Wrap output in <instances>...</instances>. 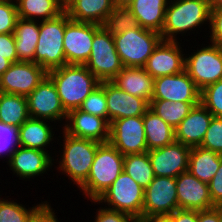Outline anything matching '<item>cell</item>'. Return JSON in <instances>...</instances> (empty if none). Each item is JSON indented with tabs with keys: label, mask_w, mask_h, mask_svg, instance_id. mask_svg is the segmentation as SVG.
I'll list each match as a JSON object with an SVG mask.
<instances>
[{
	"label": "cell",
	"mask_w": 222,
	"mask_h": 222,
	"mask_svg": "<svg viewBox=\"0 0 222 222\" xmlns=\"http://www.w3.org/2000/svg\"><path fill=\"white\" fill-rule=\"evenodd\" d=\"M178 209L176 178L155 176L144 189L143 218L168 216Z\"/></svg>",
	"instance_id": "obj_13"
},
{
	"label": "cell",
	"mask_w": 222,
	"mask_h": 222,
	"mask_svg": "<svg viewBox=\"0 0 222 222\" xmlns=\"http://www.w3.org/2000/svg\"><path fill=\"white\" fill-rule=\"evenodd\" d=\"M47 203L48 201H43L27 209L23 204L2 198L0 202V222H30Z\"/></svg>",
	"instance_id": "obj_34"
},
{
	"label": "cell",
	"mask_w": 222,
	"mask_h": 222,
	"mask_svg": "<svg viewBox=\"0 0 222 222\" xmlns=\"http://www.w3.org/2000/svg\"><path fill=\"white\" fill-rule=\"evenodd\" d=\"M200 102H170L169 100H151L149 108L174 129Z\"/></svg>",
	"instance_id": "obj_32"
},
{
	"label": "cell",
	"mask_w": 222,
	"mask_h": 222,
	"mask_svg": "<svg viewBox=\"0 0 222 222\" xmlns=\"http://www.w3.org/2000/svg\"><path fill=\"white\" fill-rule=\"evenodd\" d=\"M213 208H214V209L217 211V213H218L219 221L222 222V202L214 205Z\"/></svg>",
	"instance_id": "obj_52"
},
{
	"label": "cell",
	"mask_w": 222,
	"mask_h": 222,
	"mask_svg": "<svg viewBox=\"0 0 222 222\" xmlns=\"http://www.w3.org/2000/svg\"><path fill=\"white\" fill-rule=\"evenodd\" d=\"M222 155V117H213L200 145Z\"/></svg>",
	"instance_id": "obj_39"
},
{
	"label": "cell",
	"mask_w": 222,
	"mask_h": 222,
	"mask_svg": "<svg viewBox=\"0 0 222 222\" xmlns=\"http://www.w3.org/2000/svg\"><path fill=\"white\" fill-rule=\"evenodd\" d=\"M47 75L54 82L62 107L68 113L78 109L100 81L85 65L65 64L50 70Z\"/></svg>",
	"instance_id": "obj_1"
},
{
	"label": "cell",
	"mask_w": 222,
	"mask_h": 222,
	"mask_svg": "<svg viewBox=\"0 0 222 222\" xmlns=\"http://www.w3.org/2000/svg\"><path fill=\"white\" fill-rule=\"evenodd\" d=\"M190 151V147L177 141L148 151L154 175L176 178L188 171Z\"/></svg>",
	"instance_id": "obj_16"
},
{
	"label": "cell",
	"mask_w": 222,
	"mask_h": 222,
	"mask_svg": "<svg viewBox=\"0 0 222 222\" xmlns=\"http://www.w3.org/2000/svg\"><path fill=\"white\" fill-rule=\"evenodd\" d=\"M17 19L16 1H0V33H14Z\"/></svg>",
	"instance_id": "obj_40"
},
{
	"label": "cell",
	"mask_w": 222,
	"mask_h": 222,
	"mask_svg": "<svg viewBox=\"0 0 222 222\" xmlns=\"http://www.w3.org/2000/svg\"><path fill=\"white\" fill-rule=\"evenodd\" d=\"M114 7H128L134 0H112Z\"/></svg>",
	"instance_id": "obj_50"
},
{
	"label": "cell",
	"mask_w": 222,
	"mask_h": 222,
	"mask_svg": "<svg viewBox=\"0 0 222 222\" xmlns=\"http://www.w3.org/2000/svg\"><path fill=\"white\" fill-rule=\"evenodd\" d=\"M39 27L40 22L38 20L17 19L14 37L18 61L34 62Z\"/></svg>",
	"instance_id": "obj_27"
},
{
	"label": "cell",
	"mask_w": 222,
	"mask_h": 222,
	"mask_svg": "<svg viewBox=\"0 0 222 222\" xmlns=\"http://www.w3.org/2000/svg\"><path fill=\"white\" fill-rule=\"evenodd\" d=\"M181 43L162 40L146 61L143 69L154 79L179 74L185 70V57Z\"/></svg>",
	"instance_id": "obj_17"
},
{
	"label": "cell",
	"mask_w": 222,
	"mask_h": 222,
	"mask_svg": "<svg viewBox=\"0 0 222 222\" xmlns=\"http://www.w3.org/2000/svg\"><path fill=\"white\" fill-rule=\"evenodd\" d=\"M200 94L201 91L184 70L179 74L155 78L154 91L151 100L200 102Z\"/></svg>",
	"instance_id": "obj_15"
},
{
	"label": "cell",
	"mask_w": 222,
	"mask_h": 222,
	"mask_svg": "<svg viewBox=\"0 0 222 222\" xmlns=\"http://www.w3.org/2000/svg\"><path fill=\"white\" fill-rule=\"evenodd\" d=\"M210 22V7L207 0H169L165 23L161 31L165 41H178L177 35L189 30L200 29L203 24Z\"/></svg>",
	"instance_id": "obj_2"
},
{
	"label": "cell",
	"mask_w": 222,
	"mask_h": 222,
	"mask_svg": "<svg viewBox=\"0 0 222 222\" xmlns=\"http://www.w3.org/2000/svg\"><path fill=\"white\" fill-rule=\"evenodd\" d=\"M30 118L57 121L67 119V112L62 107L56 86L46 75L39 85L26 97Z\"/></svg>",
	"instance_id": "obj_12"
},
{
	"label": "cell",
	"mask_w": 222,
	"mask_h": 222,
	"mask_svg": "<svg viewBox=\"0 0 222 222\" xmlns=\"http://www.w3.org/2000/svg\"><path fill=\"white\" fill-rule=\"evenodd\" d=\"M207 1H208L210 10L222 8V0H207Z\"/></svg>",
	"instance_id": "obj_51"
},
{
	"label": "cell",
	"mask_w": 222,
	"mask_h": 222,
	"mask_svg": "<svg viewBox=\"0 0 222 222\" xmlns=\"http://www.w3.org/2000/svg\"><path fill=\"white\" fill-rule=\"evenodd\" d=\"M50 153L32 148H24L19 146L12 154L7 163L13 175H17L19 179H34L37 176H43L46 171L52 169L54 159Z\"/></svg>",
	"instance_id": "obj_21"
},
{
	"label": "cell",
	"mask_w": 222,
	"mask_h": 222,
	"mask_svg": "<svg viewBox=\"0 0 222 222\" xmlns=\"http://www.w3.org/2000/svg\"><path fill=\"white\" fill-rule=\"evenodd\" d=\"M209 194L214 205L222 202V160L216 175L209 182Z\"/></svg>",
	"instance_id": "obj_44"
},
{
	"label": "cell",
	"mask_w": 222,
	"mask_h": 222,
	"mask_svg": "<svg viewBox=\"0 0 222 222\" xmlns=\"http://www.w3.org/2000/svg\"><path fill=\"white\" fill-rule=\"evenodd\" d=\"M96 212L97 214L93 222H139V219L130 214L108 209L103 206H100Z\"/></svg>",
	"instance_id": "obj_41"
},
{
	"label": "cell",
	"mask_w": 222,
	"mask_h": 222,
	"mask_svg": "<svg viewBox=\"0 0 222 222\" xmlns=\"http://www.w3.org/2000/svg\"><path fill=\"white\" fill-rule=\"evenodd\" d=\"M63 146L60 159H56L59 165L57 169L71 179L79 188L89 176L94 161L97 147L101 144L97 141L78 138L69 135L63 130Z\"/></svg>",
	"instance_id": "obj_4"
},
{
	"label": "cell",
	"mask_w": 222,
	"mask_h": 222,
	"mask_svg": "<svg viewBox=\"0 0 222 222\" xmlns=\"http://www.w3.org/2000/svg\"><path fill=\"white\" fill-rule=\"evenodd\" d=\"M143 123L148 151L162 148L175 141L174 128L163 121L150 108L143 115Z\"/></svg>",
	"instance_id": "obj_29"
},
{
	"label": "cell",
	"mask_w": 222,
	"mask_h": 222,
	"mask_svg": "<svg viewBox=\"0 0 222 222\" xmlns=\"http://www.w3.org/2000/svg\"><path fill=\"white\" fill-rule=\"evenodd\" d=\"M108 142L123 156L147 152L143 116L112 121L109 127Z\"/></svg>",
	"instance_id": "obj_11"
},
{
	"label": "cell",
	"mask_w": 222,
	"mask_h": 222,
	"mask_svg": "<svg viewBox=\"0 0 222 222\" xmlns=\"http://www.w3.org/2000/svg\"><path fill=\"white\" fill-rule=\"evenodd\" d=\"M112 35L139 27L136 17L128 7H115L102 25Z\"/></svg>",
	"instance_id": "obj_35"
},
{
	"label": "cell",
	"mask_w": 222,
	"mask_h": 222,
	"mask_svg": "<svg viewBox=\"0 0 222 222\" xmlns=\"http://www.w3.org/2000/svg\"><path fill=\"white\" fill-rule=\"evenodd\" d=\"M65 26V10L55 18L40 21L34 63L39 64L46 72L66 64L63 47Z\"/></svg>",
	"instance_id": "obj_5"
},
{
	"label": "cell",
	"mask_w": 222,
	"mask_h": 222,
	"mask_svg": "<svg viewBox=\"0 0 222 222\" xmlns=\"http://www.w3.org/2000/svg\"><path fill=\"white\" fill-rule=\"evenodd\" d=\"M101 25L71 20L66 12L63 47L66 64L85 65L88 61L94 34Z\"/></svg>",
	"instance_id": "obj_10"
},
{
	"label": "cell",
	"mask_w": 222,
	"mask_h": 222,
	"mask_svg": "<svg viewBox=\"0 0 222 222\" xmlns=\"http://www.w3.org/2000/svg\"><path fill=\"white\" fill-rule=\"evenodd\" d=\"M57 1L65 9L73 0H57Z\"/></svg>",
	"instance_id": "obj_53"
},
{
	"label": "cell",
	"mask_w": 222,
	"mask_h": 222,
	"mask_svg": "<svg viewBox=\"0 0 222 222\" xmlns=\"http://www.w3.org/2000/svg\"><path fill=\"white\" fill-rule=\"evenodd\" d=\"M200 102L214 117H222V79L201 90Z\"/></svg>",
	"instance_id": "obj_37"
},
{
	"label": "cell",
	"mask_w": 222,
	"mask_h": 222,
	"mask_svg": "<svg viewBox=\"0 0 222 222\" xmlns=\"http://www.w3.org/2000/svg\"><path fill=\"white\" fill-rule=\"evenodd\" d=\"M185 55V71L201 91L222 79V48L209 44Z\"/></svg>",
	"instance_id": "obj_9"
},
{
	"label": "cell",
	"mask_w": 222,
	"mask_h": 222,
	"mask_svg": "<svg viewBox=\"0 0 222 222\" xmlns=\"http://www.w3.org/2000/svg\"><path fill=\"white\" fill-rule=\"evenodd\" d=\"M123 171L143 189H146L155 177L148 151L125 155Z\"/></svg>",
	"instance_id": "obj_33"
},
{
	"label": "cell",
	"mask_w": 222,
	"mask_h": 222,
	"mask_svg": "<svg viewBox=\"0 0 222 222\" xmlns=\"http://www.w3.org/2000/svg\"><path fill=\"white\" fill-rule=\"evenodd\" d=\"M12 62L7 59V56L0 55V76L11 66Z\"/></svg>",
	"instance_id": "obj_49"
},
{
	"label": "cell",
	"mask_w": 222,
	"mask_h": 222,
	"mask_svg": "<svg viewBox=\"0 0 222 222\" xmlns=\"http://www.w3.org/2000/svg\"><path fill=\"white\" fill-rule=\"evenodd\" d=\"M213 117L201 102L195 105L174 129L175 141L190 148L200 146Z\"/></svg>",
	"instance_id": "obj_22"
},
{
	"label": "cell",
	"mask_w": 222,
	"mask_h": 222,
	"mask_svg": "<svg viewBox=\"0 0 222 222\" xmlns=\"http://www.w3.org/2000/svg\"><path fill=\"white\" fill-rule=\"evenodd\" d=\"M222 155L201 146L191 148L188 171L198 180L208 183L220 167Z\"/></svg>",
	"instance_id": "obj_28"
},
{
	"label": "cell",
	"mask_w": 222,
	"mask_h": 222,
	"mask_svg": "<svg viewBox=\"0 0 222 222\" xmlns=\"http://www.w3.org/2000/svg\"><path fill=\"white\" fill-rule=\"evenodd\" d=\"M168 217L172 222H198V211L178 209Z\"/></svg>",
	"instance_id": "obj_45"
},
{
	"label": "cell",
	"mask_w": 222,
	"mask_h": 222,
	"mask_svg": "<svg viewBox=\"0 0 222 222\" xmlns=\"http://www.w3.org/2000/svg\"><path fill=\"white\" fill-rule=\"evenodd\" d=\"M18 18L45 21L61 14L65 9L57 0H15Z\"/></svg>",
	"instance_id": "obj_30"
},
{
	"label": "cell",
	"mask_w": 222,
	"mask_h": 222,
	"mask_svg": "<svg viewBox=\"0 0 222 222\" xmlns=\"http://www.w3.org/2000/svg\"><path fill=\"white\" fill-rule=\"evenodd\" d=\"M0 55L12 63L18 62L14 33H0Z\"/></svg>",
	"instance_id": "obj_43"
},
{
	"label": "cell",
	"mask_w": 222,
	"mask_h": 222,
	"mask_svg": "<svg viewBox=\"0 0 222 222\" xmlns=\"http://www.w3.org/2000/svg\"><path fill=\"white\" fill-rule=\"evenodd\" d=\"M139 222H172L168 216H149L140 218Z\"/></svg>",
	"instance_id": "obj_48"
},
{
	"label": "cell",
	"mask_w": 222,
	"mask_h": 222,
	"mask_svg": "<svg viewBox=\"0 0 222 222\" xmlns=\"http://www.w3.org/2000/svg\"><path fill=\"white\" fill-rule=\"evenodd\" d=\"M124 170V156L109 142L101 143L87 180L79 187L90 201H96Z\"/></svg>",
	"instance_id": "obj_3"
},
{
	"label": "cell",
	"mask_w": 222,
	"mask_h": 222,
	"mask_svg": "<svg viewBox=\"0 0 222 222\" xmlns=\"http://www.w3.org/2000/svg\"><path fill=\"white\" fill-rule=\"evenodd\" d=\"M78 109L85 113L104 118L108 122V110L103 82H100V84L94 88Z\"/></svg>",
	"instance_id": "obj_36"
},
{
	"label": "cell",
	"mask_w": 222,
	"mask_h": 222,
	"mask_svg": "<svg viewBox=\"0 0 222 222\" xmlns=\"http://www.w3.org/2000/svg\"><path fill=\"white\" fill-rule=\"evenodd\" d=\"M176 187L179 209L202 211L214 207L208 183L198 180L189 171L176 177Z\"/></svg>",
	"instance_id": "obj_20"
},
{
	"label": "cell",
	"mask_w": 222,
	"mask_h": 222,
	"mask_svg": "<svg viewBox=\"0 0 222 222\" xmlns=\"http://www.w3.org/2000/svg\"><path fill=\"white\" fill-rule=\"evenodd\" d=\"M114 8L112 0H73L65 11L71 20L102 26Z\"/></svg>",
	"instance_id": "obj_24"
},
{
	"label": "cell",
	"mask_w": 222,
	"mask_h": 222,
	"mask_svg": "<svg viewBox=\"0 0 222 222\" xmlns=\"http://www.w3.org/2000/svg\"><path fill=\"white\" fill-rule=\"evenodd\" d=\"M208 24L210 43L222 48V8L210 10V22Z\"/></svg>",
	"instance_id": "obj_42"
},
{
	"label": "cell",
	"mask_w": 222,
	"mask_h": 222,
	"mask_svg": "<svg viewBox=\"0 0 222 222\" xmlns=\"http://www.w3.org/2000/svg\"><path fill=\"white\" fill-rule=\"evenodd\" d=\"M29 118L25 96L0 92V121L20 127Z\"/></svg>",
	"instance_id": "obj_31"
},
{
	"label": "cell",
	"mask_w": 222,
	"mask_h": 222,
	"mask_svg": "<svg viewBox=\"0 0 222 222\" xmlns=\"http://www.w3.org/2000/svg\"><path fill=\"white\" fill-rule=\"evenodd\" d=\"M85 66L100 81H112L123 69L113 35L103 26L94 34L91 53Z\"/></svg>",
	"instance_id": "obj_8"
},
{
	"label": "cell",
	"mask_w": 222,
	"mask_h": 222,
	"mask_svg": "<svg viewBox=\"0 0 222 222\" xmlns=\"http://www.w3.org/2000/svg\"><path fill=\"white\" fill-rule=\"evenodd\" d=\"M169 0H134L128 8L140 27L161 33Z\"/></svg>",
	"instance_id": "obj_26"
},
{
	"label": "cell",
	"mask_w": 222,
	"mask_h": 222,
	"mask_svg": "<svg viewBox=\"0 0 222 222\" xmlns=\"http://www.w3.org/2000/svg\"><path fill=\"white\" fill-rule=\"evenodd\" d=\"M18 147L19 127L8 125L0 121V157L5 158L8 156L7 162H9L12 154L18 149Z\"/></svg>",
	"instance_id": "obj_38"
},
{
	"label": "cell",
	"mask_w": 222,
	"mask_h": 222,
	"mask_svg": "<svg viewBox=\"0 0 222 222\" xmlns=\"http://www.w3.org/2000/svg\"><path fill=\"white\" fill-rule=\"evenodd\" d=\"M198 222H220L218 213L214 208L198 211Z\"/></svg>",
	"instance_id": "obj_47"
},
{
	"label": "cell",
	"mask_w": 222,
	"mask_h": 222,
	"mask_svg": "<svg viewBox=\"0 0 222 222\" xmlns=\"http://www.w3.org/2000/svg\"><path fill=\"white\" fill-rule=\"evenodd\" d=\"M90 202L105 204L108 209L140 219L143 218L144 189L123 171L102 196Z\"/></svg>",
	"instance_id": "obj_7"
},
{
	"label": "cell",
	"mask_w": 222,
	"mask_h": 222,
	"mask_svg": "<svg viewBox=\"0 0 222 222\" xmlns=\"http://www.w3.org/2000/svg\"><path fill=\"white\" fill-rule=\"evenodd\" d=\"M122 91L150 103L154 91V78L143 68L123 67L112 80Z\"/></svg>",
	"instance_id": "obj_23"
},
{
	"label": "cell",
	"mask_w": 222,
	"mask_h": 222,
	"mask_svg": "<svg viewBox=\"0 0 222 222\" xmlns=\"http://www.w3.org/2000/svg\"><path fill=\"white\" fill-rule=\"evenodd\" d=\"M49 202L30 220V222H59Z\"/></svg>",
	"instance_id": "obj_46"
},
{
	"label": "cell",
	"mask_w": 222,
	"mask_h": 222,
	"mask_svg": "<svg viewBox=\"0 0 222 222\" xmlns=\"http://www.w3.org/2000/svg\"><path fill=\"white\" fill-rule=\"evenodd\" d=\"M46 75L47 72L34 62L12 63L0 76V92L27 97Z\"/></svg>",
	"instance_id": "obj_14"
},
{
	"label": "cell",
	"mask_w": 222,
	"mask_h": 222,
	"mask_svg": "<svg viewBox=\"0 0 222 222\" xmlns=\"http://www.w3.org/2000/svg\"><path fill=\"white\" fill-rule=\"evenodd\" d=\"M108 110V123L121 118L143 116L149 104L142 98L122 91L112 81H103Z\"/></svg>",
	"instance_id": "obj_18"
},
{
	"label": "cell",
	"mask_w": 222,
	"mask_h": 222,
	"mask_svg": "<svg viewBox=\"0 0 222 222\" xmlns=\"http://www.w3.org/2000/svg\"><path fill=\"white\" fill-rule=\"evenodd\" d=\"M50 122L52 121L29 117L19 127V146L49 152L46 149L55 138L53 126L49 125Z\"/></svg>",
	"instance_id": "obj_25"
},
{
	"label": "cell",
	"mask_w": 222,
	"mask_h": 222,
	"mask_svg": "<svg viewBox=\"0 0 222 222\" xmlns=\"http://www.w3.org/2000/svg\"><path fill=\"white\" fill-rule=\"evenodd\" d=\"M63 130L71 136L90 139L99 143L109 141L110 124L99 116L85 113L79 109H73L67 113Z\"/></svg>",
	"instance_id": "obj_19"
},
{
	"label": "cell",
	"mask_w": 222,
	"mask_h": 222,
	"mask_svg": "<svg viewBox=\"0 0 222 222\" xmlns=\"http://www.w3.org/2000/svg\"><path fill=\"white\" fill-rule=\"evenodd\" d=\"M123 67L143 68L152 52L163 40L159 32L142 27L113 35Z\"/></svg>",
	"instance_id": "obj_6"
}]
</instances>
